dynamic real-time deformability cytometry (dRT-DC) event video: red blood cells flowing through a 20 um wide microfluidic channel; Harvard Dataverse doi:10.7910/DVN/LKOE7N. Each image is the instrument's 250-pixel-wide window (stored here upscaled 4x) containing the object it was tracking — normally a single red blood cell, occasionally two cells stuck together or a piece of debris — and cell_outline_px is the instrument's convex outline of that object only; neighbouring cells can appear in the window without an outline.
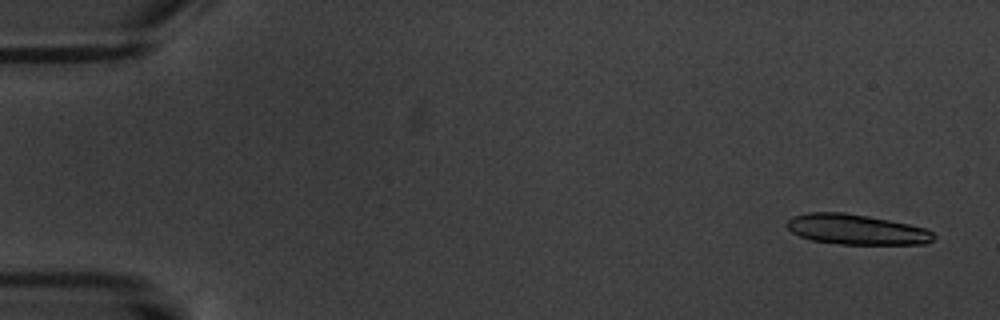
{"species": "common noctule bat (a hibernating species)", "species_latin": "Nyctalus noctula", "temperature_condition": "warm", "stored_images_in_passage": 10, "segment_of_instrument_passage": [1, 2], "camera_frame_rate_fps": 3000, "um_per_image_px": 0.085, "animal": {"sex": "male", "body_mass_g": 20.1, "forearm_length_mm": 53.5}, "frame": {"image": 1, "passage_image": 1, "time_ms": 0.0, "image_size_px": [1000, 320], "cell_outline_px": [[936, 236], [932, 240], [924, 244], [840, 244], [812, 240], [800, 236], [792, 232], [788, 228], [788, 220], [792, 216], [808, 212], [844, 212], [868, 216], [928, 228]], "centroid_in_image_um": [72.8, 19.5], "position_along_channel_um": 12.2, "area_um2": 25.78}}